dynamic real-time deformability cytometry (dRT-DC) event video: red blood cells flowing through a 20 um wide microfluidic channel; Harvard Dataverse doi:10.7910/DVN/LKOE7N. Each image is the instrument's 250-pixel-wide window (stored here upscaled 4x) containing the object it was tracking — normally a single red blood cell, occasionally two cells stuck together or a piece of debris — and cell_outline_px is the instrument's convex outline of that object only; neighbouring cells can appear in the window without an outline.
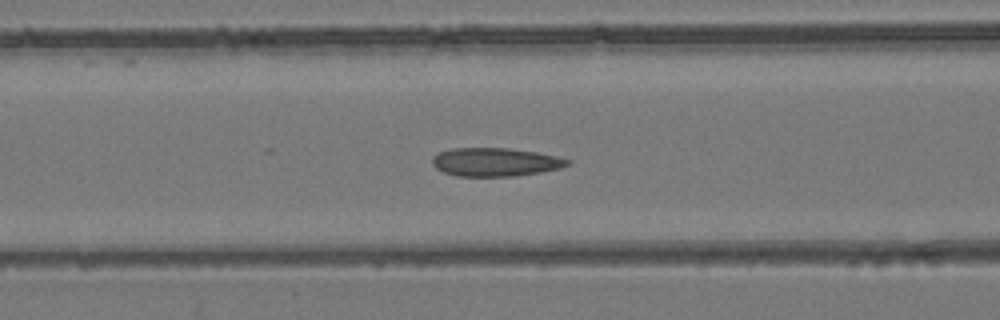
{"species": "common noctule bat (a hibernating species)", "species_latin": "Nyctalus noctula", "temperature_condition": "room temperature", "stored_images_in_passage": 43, "camera_frame_rate_fps": 3000, "um_per_image_px": 0.085, "animal": {"sex": "female", "body_mass_g": 24.6, "forearm_length_mm": 56.2}, "frame": {"image": 1, "passage_image": 11, "time_ms": 3.333, "image_size_px": [1000, 320], "cell_outline_px": [[572, 160], [568, 164], [560, 168], [540, 172], [516, 176], [456, 176], [444, 172], [436, 168], [432, 164], [432, 156], [448, 148], [508, 148], [536, 152], [556, 156]], "centroid_in_image_um": [42.07, 13.77], "position_along_channel_um": 124.5, "area_um2": 22.43}}
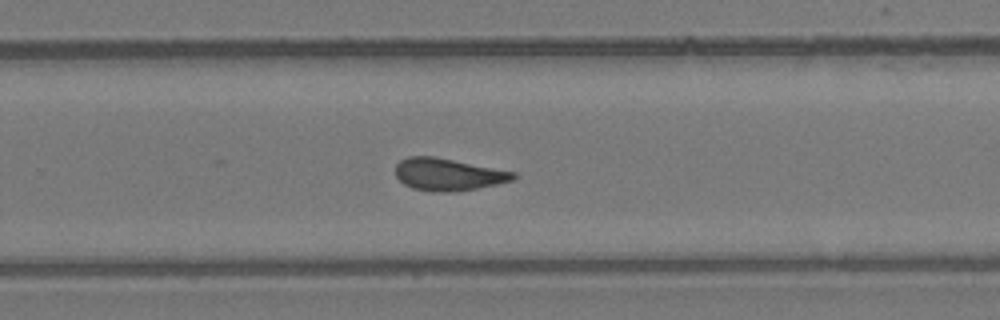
{"frame": {"image": 2, "passage_image": 24, "time_ms": 7.667, "image_size_px": [1000, 320], "cell_outline_px": [[516, 176], [512, 180], [496, 184], [456, 192], [432, 192], [412, 188], [404, 184], [396, 176], [396, 164], [400, 160], [408, 156], [436, 156], [516, 172]], "centroid_in_image_um": [38.07, 14.82], "position_along_channel_um": 291.7, "area_um2": 22.25}}
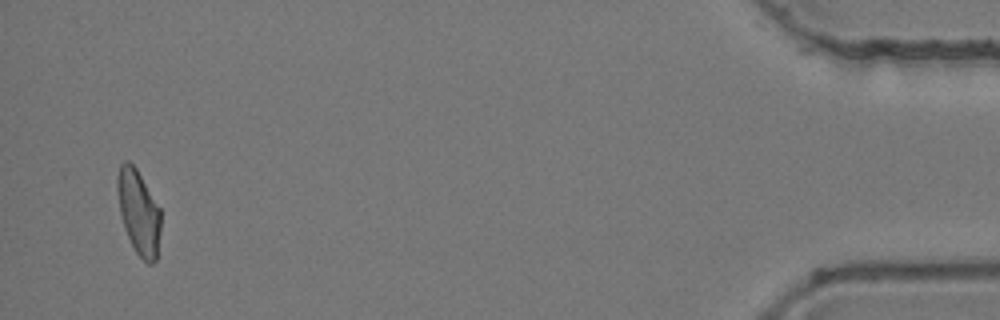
{"frame": {"image": 3, "passage_image": 41, "time_ms": 13.333, "image_size_px": [1000, 320], "cell_outline_px": [[160, 232], [156, 260], [152, 264], [148, 264], [136, 252], [124, 228], [120, 212], [116, 188], [116, 176], [120, 164], [124, 160], [128, 160], [136, 168], [160, 208]], "centroid_in_image_um": [11.77, 18.0], "position_along_channel_um": 423.4, "area_um2": 21.33}, "authors_computed_cell_mechanics": {"area_um2": 22.0796, "velocity_mm_per_s": 3.8678, "shape_relaxation_time_tau1_ms": null, "shape_relaxation_time_tau2_ms": 1.9781, "deformation_change_tau1": null, "deformation_change_tau2": 0.0832}}